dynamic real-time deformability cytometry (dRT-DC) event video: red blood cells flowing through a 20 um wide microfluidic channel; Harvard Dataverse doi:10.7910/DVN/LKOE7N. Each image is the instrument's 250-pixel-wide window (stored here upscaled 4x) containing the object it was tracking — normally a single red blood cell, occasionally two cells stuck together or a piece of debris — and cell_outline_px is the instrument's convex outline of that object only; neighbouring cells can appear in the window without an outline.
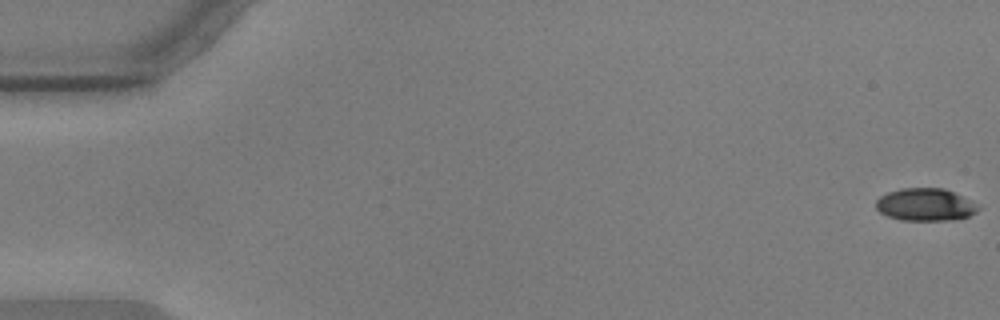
{"species": "common noctule bat (a hibernating species)", "species_latin": "Nyctalus noctula", "temperature_condition": "warm", "stored_images_in_passage": 18, "camera_frame_rate_fps": 3000, "um_per_image_px": 0.085, "animal": {"sex": "male", "body_mass_g": 17.9, "forearm_length_mm": 54.2}, "frame": {"image": 1, "passage_image": 1, "time_ms": 0.0, "image_size_px": [1000, 320], "cell_outline_px": [[980, 208], [976, 212], [968, 216], [948, 220], [900, 220], [888, 216], [880, 212], [876, 208], [876, 200], [880, 196], [888, 192], [900, 188], [944, 188], [960, 196]], "centroid_in_image_um": [78.58, 17.39], "position_along_channel_um": 6.4, "area_um2": 19.02}}
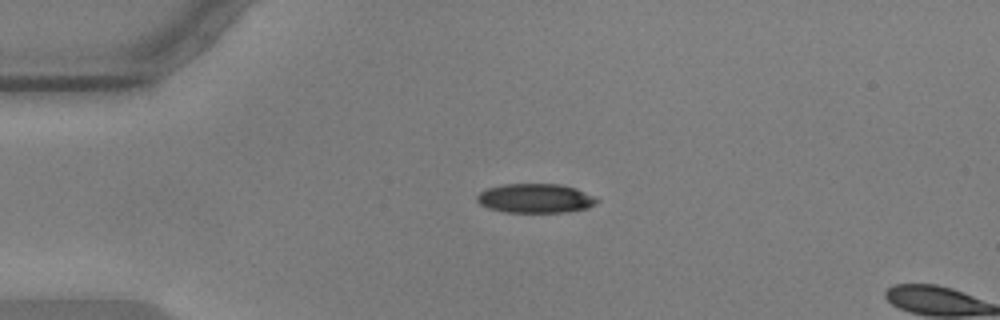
{"frame": {"image": 2, "passage_image": 14, "time_ms": 4.333, "image_size_px": [1000, 320], "cell_outline_px": [[600, 200], [596, 204], [588, 208], [564, 212], [504, 212], [488, 208], [480, 204], [476, 200], [476, 196], [480, 192], [488, 188], [504, 184], [560, 184], [576, 188]], "centroid_in_image_um": [45.5, 16.86], "position_along_channel_um": 39.5, "area_um2": 20.4}}